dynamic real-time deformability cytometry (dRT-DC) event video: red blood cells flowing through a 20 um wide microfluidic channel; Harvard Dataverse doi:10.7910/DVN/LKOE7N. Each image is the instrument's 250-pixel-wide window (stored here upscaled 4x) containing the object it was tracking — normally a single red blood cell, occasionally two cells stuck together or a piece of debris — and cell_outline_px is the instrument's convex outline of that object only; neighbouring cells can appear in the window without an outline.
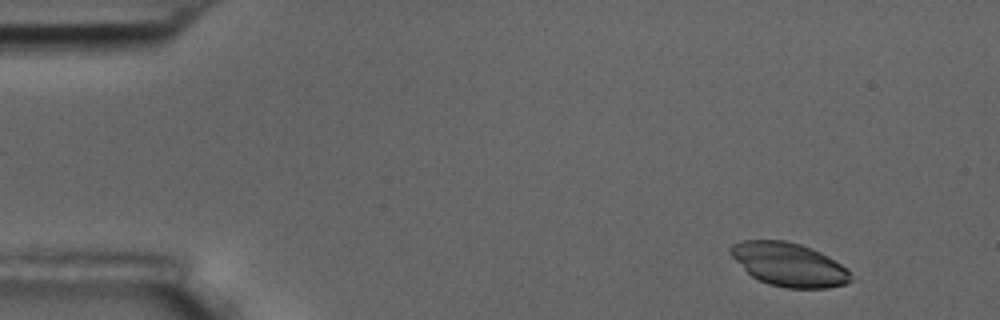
{"species": "common noctule bat (a hibernating species)", "species_latin": "Nyctalus noctula", "temperature_condition": "room temperature", "stored_images_in_passage": 5, "camera_frame_rate_fps": 3000, "um_per_image_px": 0.085, "animal": {"sex": "male", "body_mass_g": 17.5, "forearm_length_mm": 52.3}, "frame": {"image": 1, "passage_image": 5, "time_ms": 4.667, "image_size_px": [1000, 320], "cell_outline_px": [[852, 280], [844, 284], [828, 288], [788, 288], [768, 284], [752, 276], [728, 252], [728, 248], [732, 244], [740, 240], [784, 240], [800, 244], [812, 248], [828, 256], [848, 268]], "centroid_in_image_um": [67.06, 22.47], "position_along_channel_um": 17.9, "area_um2": 30.46}}